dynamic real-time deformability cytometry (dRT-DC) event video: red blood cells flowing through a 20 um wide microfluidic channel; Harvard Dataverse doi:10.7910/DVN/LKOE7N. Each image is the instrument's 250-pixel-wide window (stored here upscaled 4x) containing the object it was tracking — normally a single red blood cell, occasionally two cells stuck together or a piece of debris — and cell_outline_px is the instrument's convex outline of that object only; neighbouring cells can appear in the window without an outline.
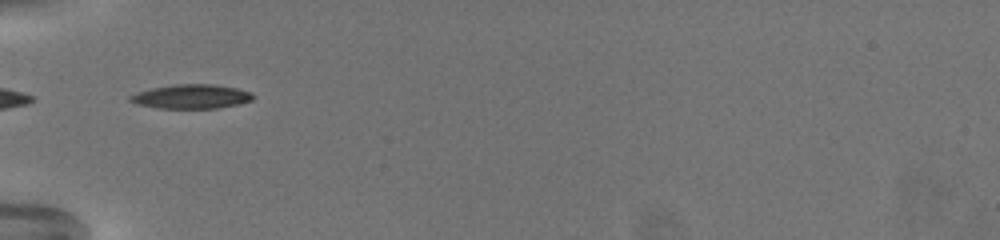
{"species": "common noctule bat (a hibernating species)", "species_latin": "Nyctalus noctula", "temperature_condition": "warm", "stored_images_in_passage": 41, "camera_frame_rate_fps": 3000, "um_per_image_px": 0.085, "animal": {"sex": "female", "body_mass_g": 19.5, "forearm_length_mm": 54.1}, "frame": {"image": 1, "passage_image": 1, "time_ms": 0.0, "image_size_px": [1000, 240], "cell_outline_px": [[252, 100], [240, 104], [216, 108], [156, 108], [140, 104], [128, 100], [128, 96], [136, 92], [152, 88], [176, 84], [212, 84], [236, 88], [252, 92]], "centroid_in_image_um": [16.25, 8.2], "position_along_channel_um": 68.7, "area_um2": 17.22}, "authors_computed_cell_mechanics": {"area_um2": 17.6868, "velocity_mm_per_s": 3.2646, "shape_relaxation_time_tau1_ms": 4.3311, "shape_relaxation_time_tau2_ms": 3.2172, "deformation_change_tau1": 0.1881, "deformation_change_tau2": 0.0645}}